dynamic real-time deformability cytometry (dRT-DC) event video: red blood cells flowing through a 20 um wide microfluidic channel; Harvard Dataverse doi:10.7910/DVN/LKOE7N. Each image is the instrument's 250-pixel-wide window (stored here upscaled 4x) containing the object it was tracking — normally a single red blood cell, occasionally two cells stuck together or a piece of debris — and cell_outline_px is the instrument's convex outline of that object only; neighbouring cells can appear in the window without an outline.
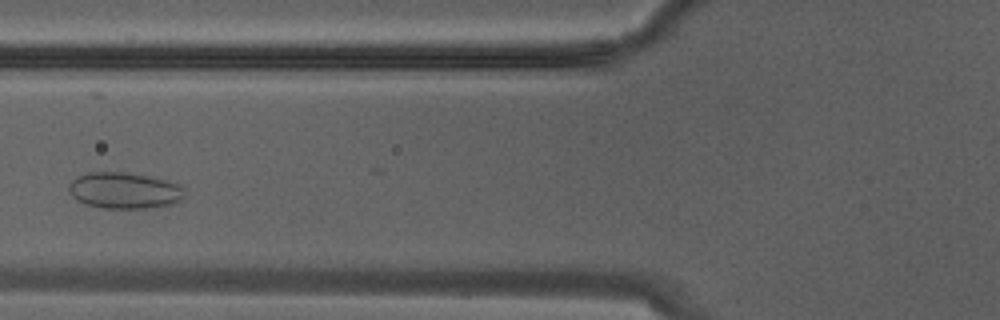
{"species": "Egyptian fruit bat (a non-hibernating species)", "species_latin": "Rousettus aegyptiacus", "temperature_condition": "warm", "stored_images_in_passage": 27, "camera_frame_rate_fps": 3000, "um_per_image_px": 0.085, "animal": {"sex": "male"}, "frame": {"image": 1, "passage_image": 8, "time_ms": 2.333, "image_size_px": [1000, 320], "cell_outline_px": [[184, 200], [176, 204], [148, 208], [100, 208], [84, 204], [76, 200], [68, 192], [68, 188], [72, 180], [76, 176], [88, 172], [124, 172], [148, 176], [180, 184], [184, 188]], "centroid_in_image_um": [10.58, 16.2], "position_along_channel_um": 115.2, "area_um2": 24.85}}